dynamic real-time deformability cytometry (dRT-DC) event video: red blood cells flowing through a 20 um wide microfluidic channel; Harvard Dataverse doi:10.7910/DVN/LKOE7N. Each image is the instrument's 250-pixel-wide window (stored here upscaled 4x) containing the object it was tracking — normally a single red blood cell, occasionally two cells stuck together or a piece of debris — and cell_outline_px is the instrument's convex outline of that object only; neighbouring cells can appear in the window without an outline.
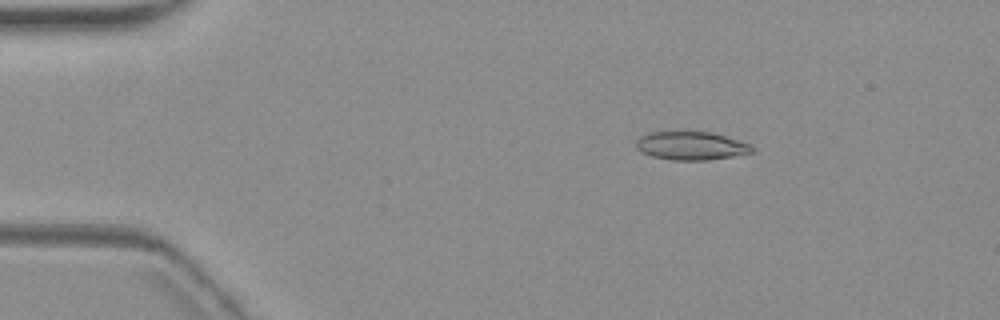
{"species": "common noctule bat (a hibernating species)", "species_latin": "Nyctalus noctula", "temperature_condition": "warm", "stored_images_in_passage": 5, "camera_frame_rate_fps": 3000, "um_per_image_px": 0.085, "animal": {"sex": "female", "body_mass_g": 19.3, "forearm_length_mm": 54.1}, "frame": {"image": 1, "passage_image": 2, "time_ms": 1.333, "image_size_px": [1000, 320], "cell_outline_px": [[756, 148], [752, 152], [732, 156], [708, 160], [672, 160], [652, 156], [640, 152], [636, 148], [636, 140], [640, 136], [652, 132], [712, 132], [740, 140]], "centroid_in_image_um": [58.73, 12.39], "position_along_channel_um": 26.3, "area_um2": 19.13}}